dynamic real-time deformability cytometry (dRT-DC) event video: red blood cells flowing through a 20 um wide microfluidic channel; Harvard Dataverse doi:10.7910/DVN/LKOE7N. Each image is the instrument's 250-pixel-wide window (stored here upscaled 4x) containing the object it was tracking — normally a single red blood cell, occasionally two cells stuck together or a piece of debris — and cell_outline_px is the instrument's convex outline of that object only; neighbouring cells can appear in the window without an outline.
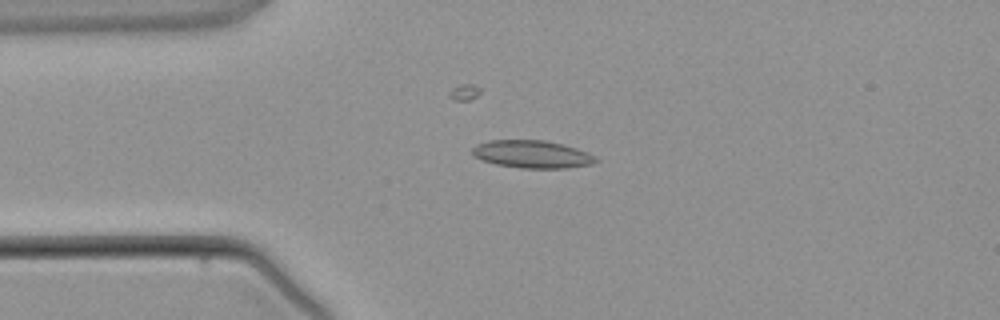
{"species": "common noctule bat (a hibernating species)", "species_latin": "Nyctalus noctula", "temperature_condition": "warm", "stored_images_in_passage": 1, "camera_frame_rate_fps": 3000, "um_per_image_px": 0.085, "animal": {"sex": "male", "body_mass_g": 21.5, "forearm_length_mm": 52.0}, "frame": {"image": 1, "passage_image": 1, "time_ms": 0.0, "image_size_px": [1000, 320], "cell_outline_px": [[600, 160], [592, 164], [568, 168], [520, 168], [496, 164], [472, 156], [472, 148], [476, 144], [488, 140], [544, 140], [564, 144], [588, 152], [596, 156]], "centroid_in_image_um": [45.25, 13.1], "position_along_channel_um": 39.7, "area_um2": 20.11}}